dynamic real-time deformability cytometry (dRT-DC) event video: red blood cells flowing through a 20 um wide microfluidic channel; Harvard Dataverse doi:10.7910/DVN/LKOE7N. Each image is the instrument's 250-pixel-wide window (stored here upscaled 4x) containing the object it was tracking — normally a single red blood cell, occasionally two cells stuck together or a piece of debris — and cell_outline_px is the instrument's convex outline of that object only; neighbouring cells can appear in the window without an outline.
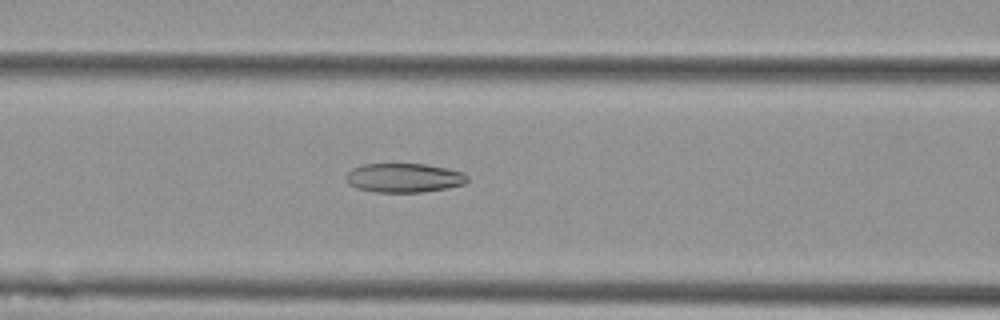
{"species": "Egyptian fruit bat (a non-hibernating species)", "species_latin": "Rousettus aegyptiacus", "temperature_condition": "cold", "stored_images_in_passage": 7, "segment_of_instrument_passage": [2, 2], "camera_frame_rate_fps": 3000, "um_per_image_px": 0.085, "animal": {"sex": "female"}, "frame": {"image": 1, "passage_image": 7, "time_ms": 2.0, "image_size_px": [1000, 320], "cell_outline_px": [[468, 180], [464, 184], [448, 188], [420, 192], [376, 192], [356, 188], [348, 184], [344, 176], [352, 168], [360, 164], [424, 164], [448, 168], [464, 172], [468, 176]], "centroid_in_image_um": [34.33, 15.11], "position_along_channel_um": 132.3, "area_um2": 20.81}}